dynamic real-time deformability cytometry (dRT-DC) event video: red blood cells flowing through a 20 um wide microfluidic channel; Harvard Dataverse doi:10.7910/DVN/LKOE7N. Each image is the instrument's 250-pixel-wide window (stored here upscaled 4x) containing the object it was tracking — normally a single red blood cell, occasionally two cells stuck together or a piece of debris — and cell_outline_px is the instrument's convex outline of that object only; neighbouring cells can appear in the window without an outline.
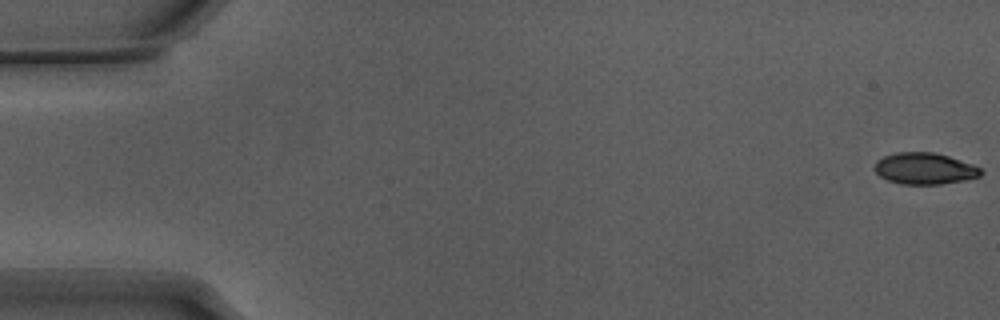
{"species": "Egyptian fruit bat (a non-hibernating species)", "species_latin": "Rousettus aegyptiacus", "temperature_condition": "warm", "stored_images_in_passage": 55, "camera_frame_rate_fps": 3000, "um_per_image_px": 0.085, "animal": {"sex": "male"}, "frame": {"image": 1, "passage_image": 1, "time_ms": 0.0, "image_size_px": [1000, 320], "cell_outline_px": [[984, 172], [980, 176], [964, 180], [940, 184], [900, 184], [888, 180], [880, 176], [872, 168], [876, 160], [884, 156], [896, 152], [932, 152], [948, 156], [972, 164], [980, 168]], "centroid_in_image_um": [78.56, 14.32], "position_along_channel_um": 6.4, "area_um2": 19.54}}
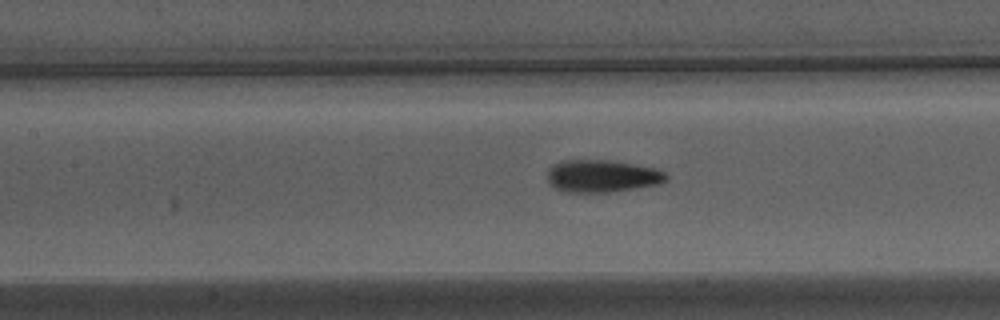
{"frame": {"image": 2, "passage_image": 25, "time_ms": 8.0, "image_size_px": [1000, 320], "cell_outline_px": [[668, 180], [656, 184], [608, 192], [564, 192], [556, 188], [548, 180], [548, 168], [552, 164], [564, 160], [608, 160], [660, 168], [668, 176]], "centroid_in_image_um": [51.18, 14.95], "position_along_channel_um": 156.2, "area_um2": 22.37}}
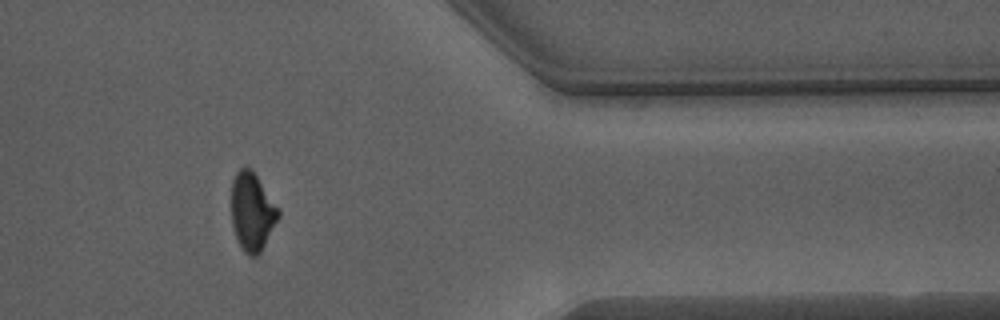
{"frame": {"image": 3, "passage_image": 45, "time_ms": 14.667, "image_size_px": [1000, 320], "cell_outline_px": [[280, 216], [260, 252], [256, 256], [248, 256], [244, 252], [236, 236], [232, 224], [232, 180], [236, 172], [240, 168], [248, 164], [252, 168], [280, 208]], "centroid_in_image_um": [21.45, 17.93], "position_along_channel_um": 390.0, "area_um2": 21.62}, "authors_computed_cell_mechanics": {"area_um2": 21.4438, "velocity_mm_per_s": 3.8475, "shape_relaxation_time_tau1_ms": 3.2386, "shape_relaxation_time_tau2_ms": 2.0264, "deformation_change_tau1": 0.1435, "deformation_change_tau2": 0.0644}}